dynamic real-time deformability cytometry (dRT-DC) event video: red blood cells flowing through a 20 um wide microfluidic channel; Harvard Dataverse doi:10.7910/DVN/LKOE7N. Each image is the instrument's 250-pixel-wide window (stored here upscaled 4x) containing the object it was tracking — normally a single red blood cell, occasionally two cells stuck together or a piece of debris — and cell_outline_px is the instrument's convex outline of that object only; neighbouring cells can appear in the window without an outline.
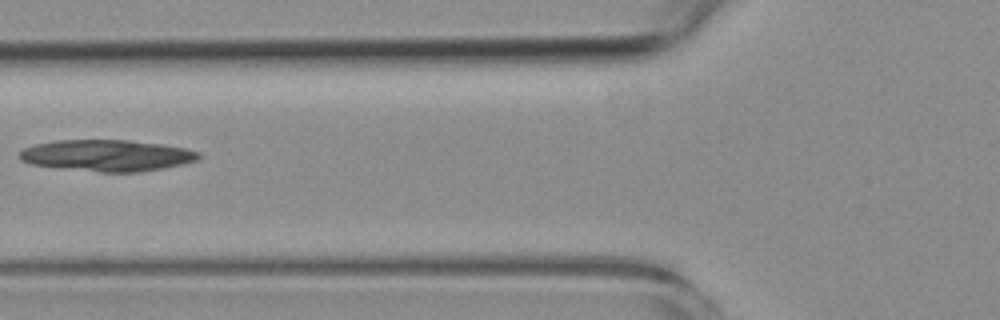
{"species": "common noctule bat (a hibernating species)", "species_latin": "Nyctalus noctula", "temperature_condition": "room temperature", "stored_images_in_passage": 7, "camera_frame_rate_fps": 3000, "um_per_image_px": 0.085, "animal": {"sex": "female", "body_mass_g": 19.3, "forearm_length_mm": 54.1}, "frame": {"image": 1, "passage_image": 6, "time_ms": 5.667, "image_size_px": [1000, 320], "cell_outline_px": [[200, 160], [184, 164], [164, 168], [140, 172], [100, 172], [32, 164], [20, 160], [16, 152], [24, 148], [36, 144], [56, 140], [128, 140], [160, 144], [184, 148], [196, 152], [200, 156]], "centroid_in_image_um": [9.08, 13.21], "position_along_channel_um": 116.7, "area_um2": 32.71}}